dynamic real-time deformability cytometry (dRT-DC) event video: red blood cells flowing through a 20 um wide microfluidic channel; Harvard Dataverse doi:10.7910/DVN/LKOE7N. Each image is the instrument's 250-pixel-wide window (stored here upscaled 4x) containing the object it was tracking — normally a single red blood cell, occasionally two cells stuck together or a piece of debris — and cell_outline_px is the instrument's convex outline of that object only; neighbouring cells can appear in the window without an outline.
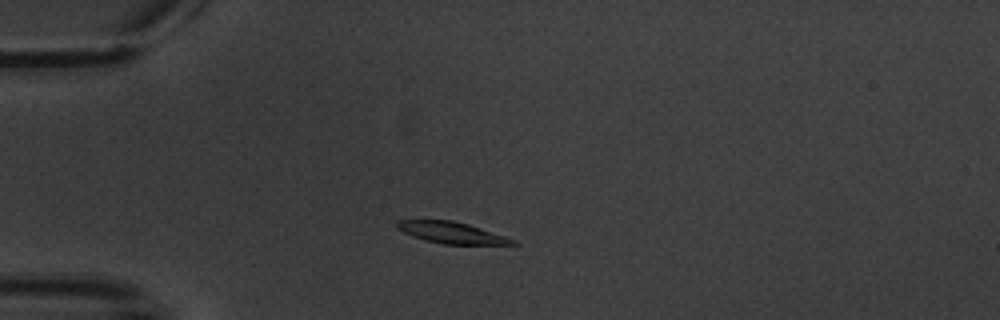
{"species": "common noctule bat (a hibernating species)", "species_latin": "Nyctalus noctula", "temperature_condition": "warm", "stored_images_in_passage": 9, "camera_frame_rate_fps": 3000, "um_per_image_px": 0.085, "animal": {"sex": "male", "body_mass_g": 20.1, "forearm_length_mm": 53.5}, "frame": {"image": 1, "passage_image": 1, "time_ms": 0.0, "image_size_px": [1000, 320], "cell_outline_px": [[520, 244], [444, 244], [424, 240], [412, 236], [396, 228], [396, 220], [452, 220], [468, 224], [516, 240]], "centroid_in_image_um": [38.35, 19.77], "position_along_channel_um": 46.7, "area_um2": 14.28}}
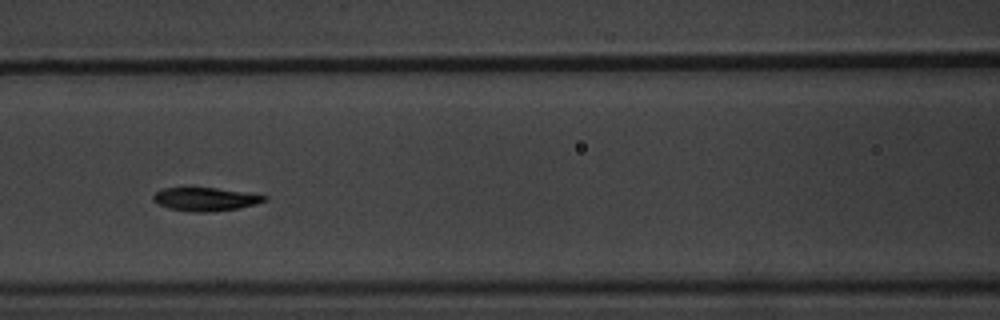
{"frame": {"image": 2, "passage_image": 4, "time_ms": 3.667, "image_size_px": [1000, 320], "cell_outline_px": [[268, 200], [256, 204], [240, 208], [212, 212], [196, 212], [168, 208], [152, 200], [152, 196], [160, 188], [216, 188], [244, 192], [268, 196]], "centroid_in_image_um": [17.48, 16.93], "position_along_channel_um": 149.1, "area_um2": 15.14}}
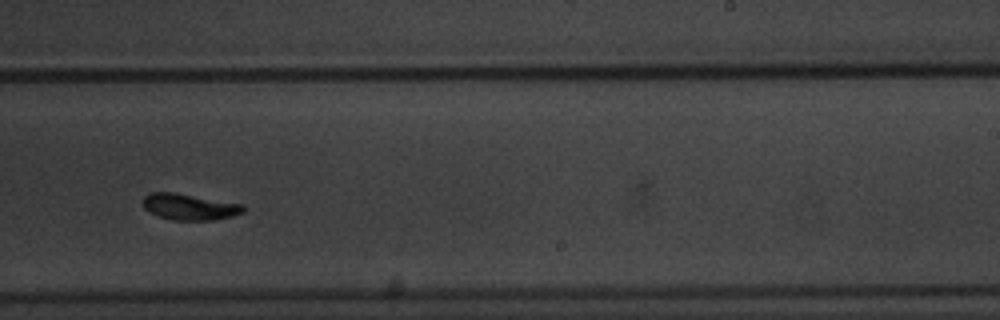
{"frame": {"image": 3, "passage_image": 7, "time_ms": 7.333, "image_size_px": [1000, 320], "cell_outline_px": [[244, 212], [232, 216], [216, 220], [172, 220], [160, 216], [144, 208], [144, 196], [148, 192], [176, 192], [244, 204]], "centroid_in_image_um": [16.14, 17.57], "position_along_channel_um": 272.9, "area_um2": 15.37}}